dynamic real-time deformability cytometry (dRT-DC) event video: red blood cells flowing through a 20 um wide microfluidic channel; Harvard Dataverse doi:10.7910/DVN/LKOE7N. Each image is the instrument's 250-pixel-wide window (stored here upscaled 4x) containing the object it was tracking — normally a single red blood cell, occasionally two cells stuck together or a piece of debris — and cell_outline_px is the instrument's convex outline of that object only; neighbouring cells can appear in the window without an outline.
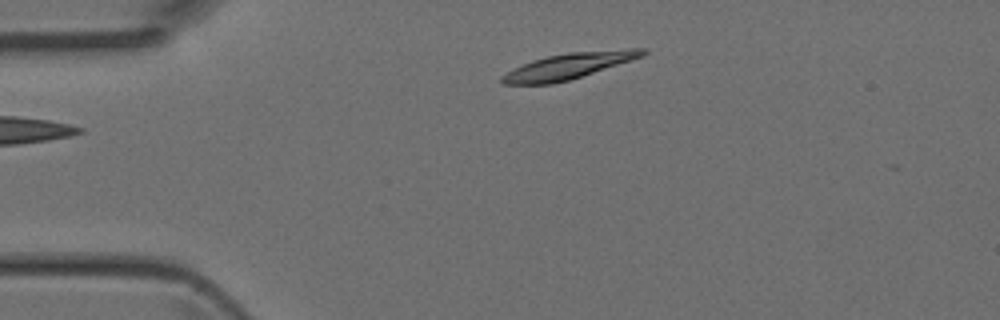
{"species": "Egyptian fruit bat (a non-hibernating species)", "species_latin": "Rousettus aegyptiacus", "temperature_condition": "room temperature", "stored_images_in_passage": 2, "camera_frame_rate_fps": 3000, "um_per_image_px": 0.085, "animal": {"sex": "female"}, "frame": {"image": 1, "passage_image": 1, "time_ms": 0.0, "image_size_px": [1000, 320], "cell_outline_px": [[648, 52], [644, 56], [568, 80], [552, 84], [500, 84], [500, 76], [532, 60], [548, 56], [568, 52], [628, 48], [648, 48]], "centroid_in_image_um": [48.37, 5.59], "position_along_channel_um": 36.6, "area_um2": 21.1}}